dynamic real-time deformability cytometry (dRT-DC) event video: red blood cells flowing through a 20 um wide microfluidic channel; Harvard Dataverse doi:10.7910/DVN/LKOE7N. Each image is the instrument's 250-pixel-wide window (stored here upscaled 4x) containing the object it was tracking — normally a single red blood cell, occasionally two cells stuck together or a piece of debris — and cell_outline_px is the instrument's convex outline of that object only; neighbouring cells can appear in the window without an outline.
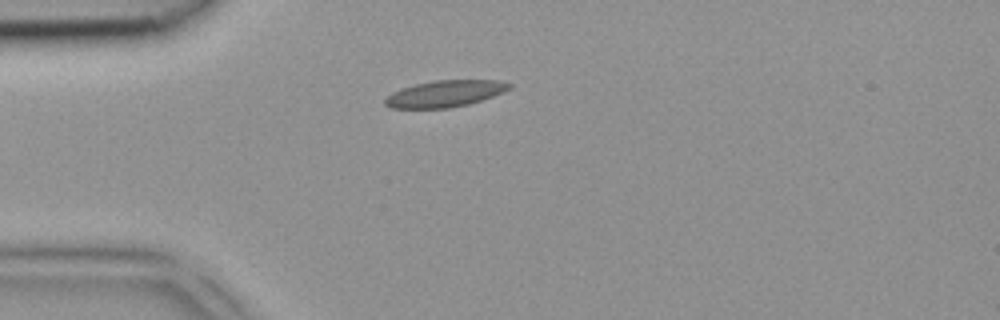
{"species": "common noctule bat (a hibernating species)", "species_latin": "Nyctalus noctula", "temperature_condition": "room temperature", "stored_images_in_passage": 3, "camera_frame_rate_fps": 3000, "um_per_image_px": 0.085, "animal": {"sex": "female", "body_mass_g": 18.4}, "frame": {"image": 1, "passage_image": 3, "time_ms": 0.667, "image_size_px": [1000, 320], "cell_outline_px": [[512, 84], [508, 88], [492, 96], [468, 104], [448, 108], [392, 108], [384, 104], [384, 100], [392, 92], [416, 84], [436, 80], [496, 80]], "centroid_in_image_um": [37.77, 7.96], "position_along_channel_um": 47.2, "area_um2": 18.79}}